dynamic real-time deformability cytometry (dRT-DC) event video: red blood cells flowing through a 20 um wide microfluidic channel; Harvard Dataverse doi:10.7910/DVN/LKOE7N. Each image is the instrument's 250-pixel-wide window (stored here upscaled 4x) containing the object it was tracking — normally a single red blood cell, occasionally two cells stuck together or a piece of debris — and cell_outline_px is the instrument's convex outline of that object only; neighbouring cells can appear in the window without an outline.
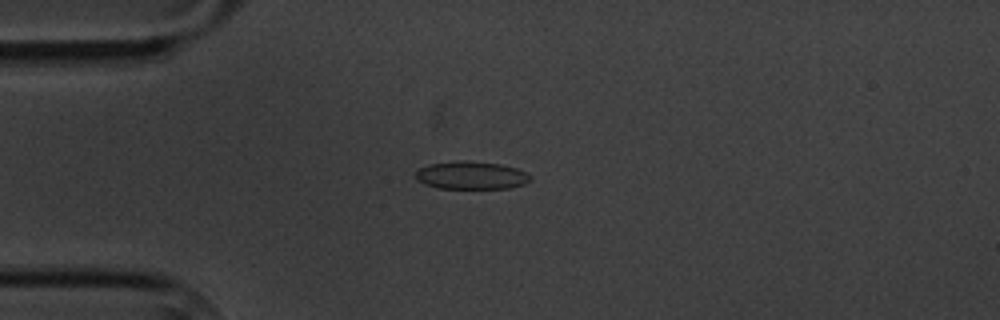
{"species": "common noctule bat (a hibernating species)", "species_latin": "Nyctalus noctula", "temperature_condition": "cold", "stored_images_in_passage": 3, "camera_frame_rate_fps": 3000, "um_per_image_px": 0.085, "animal": {"sex": "male", "body_mass_g": 20.1, "forearm_length_mm": 53.5}, "frame": {"image": 1, "passage_image": 1, "time_ms": 0.0, "image_size_px": [1000, 320], "cell_outline_px": [[532, 180], [524, 184], [508, 188], [436, 188], [424, 184], [416, 180], [416, 172], [420, 168], [428, 164], [500, 164], [516, 168], [528, 172], [532, 176]], "centroid_in_image_um": [40.11, 14.97], "position_along_channel_um": 44.9, "area_um2": 17.69}}
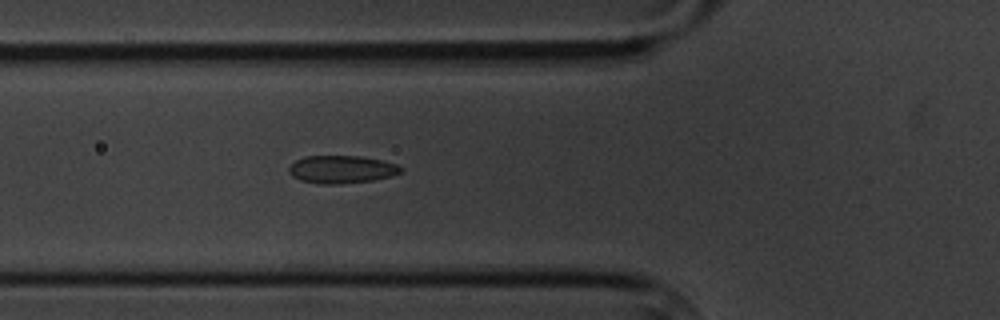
{"frame": {"image": 2, "passage_image": 3, "time_ms": 2.0, "image_size_px": [1000, 320], "cell_outline_px": [[404, 168], [400, 172], [392, 176], [372, 180], [340, 184], [320, 184], [300, 180], [292, 176], [288, 172], [288, 168], [296, 160], [304, 156], [360, 156], [384, 160], [396, 164]], "centroid_in_image_um": [29.04, 14.39], "position_along_channel_um": 96.8, "area_um2": 18.21}}